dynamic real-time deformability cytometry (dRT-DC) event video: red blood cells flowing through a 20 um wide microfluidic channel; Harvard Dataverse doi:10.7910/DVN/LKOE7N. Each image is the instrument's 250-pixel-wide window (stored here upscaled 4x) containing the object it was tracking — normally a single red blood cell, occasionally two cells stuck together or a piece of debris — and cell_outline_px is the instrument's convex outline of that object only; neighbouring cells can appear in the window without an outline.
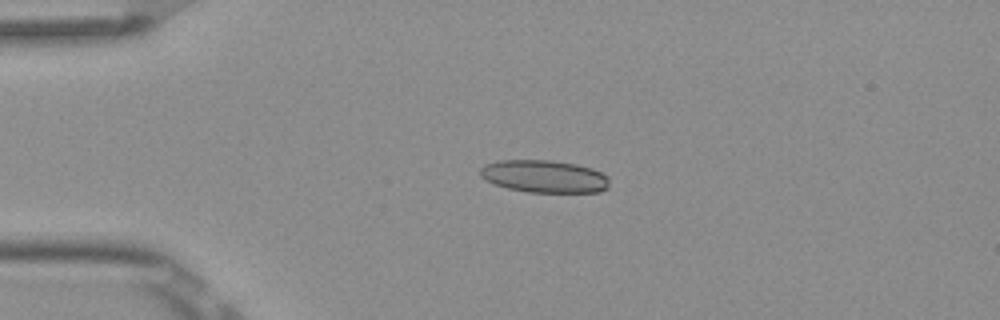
{"species": "Egyptian fruit bat (a non-hibernating species)", "species_latin": "Rousettus aegyptiacus", "temperature_condition": "room temperature", "stored_images_in_passage": 4, "camera_frame_rate_fps": 3000, "um_per_image_px": 0.085, "frame": {"image": 1, "passage_image": 3, "time_ms": 0.667, "image_size_px": [1000, 320], "cell_outline_px": [[608, 188], [600, 192], [528, 192], [508, 188], [484, 180], [480, 176], [480, 168], [484, 164], [500, 160], [552, 160], [576, 164], [592, 168], [608, 176]], "centroid_in_image_um": [46.25, 14.99], "position_along_channel_um": 38.7, "area_um2": 24.57}}